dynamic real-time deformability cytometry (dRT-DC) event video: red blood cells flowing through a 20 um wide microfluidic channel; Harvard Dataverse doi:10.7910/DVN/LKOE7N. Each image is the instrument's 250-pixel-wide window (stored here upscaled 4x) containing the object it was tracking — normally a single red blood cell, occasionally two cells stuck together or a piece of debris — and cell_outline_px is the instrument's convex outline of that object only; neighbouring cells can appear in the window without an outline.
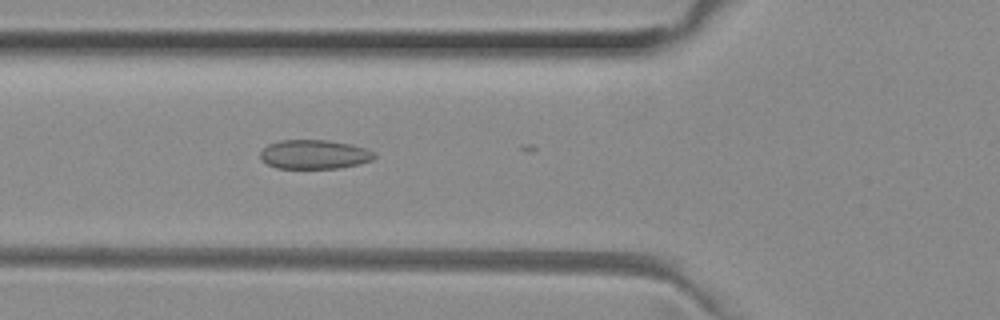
{"species": "common noctule bat (a hibernating species)", "species_latin": "Nyctalus noctula", "temperature_condition": "room temperature", "stored_images_in_passage": 11, "camera_frame_rate_fps": 3000, "um_per_image_px": 0.085, "animal": {"sex": "female", "body_mass_g": 29.2, "forearm_length_mm": 56.3}, "frame": {"image": 1, "passage_image": 7, "time_ms": 2.0, "image_size_px": [1000, 320], "cell_outline_px": [[376, 156], [372, 160], [360, 164], [340, 168], [276, 168], [260, 160], [260, 152], [268, 144], [280, 140], [328, 140], [352, 144], [368, 148], [376, 152]], "centroid_in_image_um": [26.75, 13.12], "position_along_channel_um": 99.0, "area_um2": 19.65}}
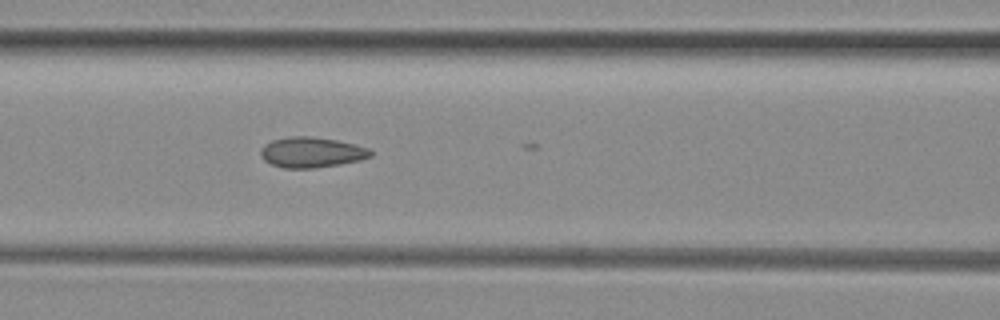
{"frame": {"image": 2, "passage_image": 10, "time_ms": 3.0, "image_size_px": [1000, 320], "cell_outline_px": [[372, 156], [360, 160], [340, 164], [312, 168], [284, 168], [272, 164], [264, 160], [260, 156], [260, 148], [264, 144], [272, 140], [288, 136], [308, 136], [336, 140], [356, 144], [368, 148], [372, 152]], "centroid_in_image_um": [26.46, 12.94], "position_along_channel_um": 140.1, "area_um2": 19.54}}